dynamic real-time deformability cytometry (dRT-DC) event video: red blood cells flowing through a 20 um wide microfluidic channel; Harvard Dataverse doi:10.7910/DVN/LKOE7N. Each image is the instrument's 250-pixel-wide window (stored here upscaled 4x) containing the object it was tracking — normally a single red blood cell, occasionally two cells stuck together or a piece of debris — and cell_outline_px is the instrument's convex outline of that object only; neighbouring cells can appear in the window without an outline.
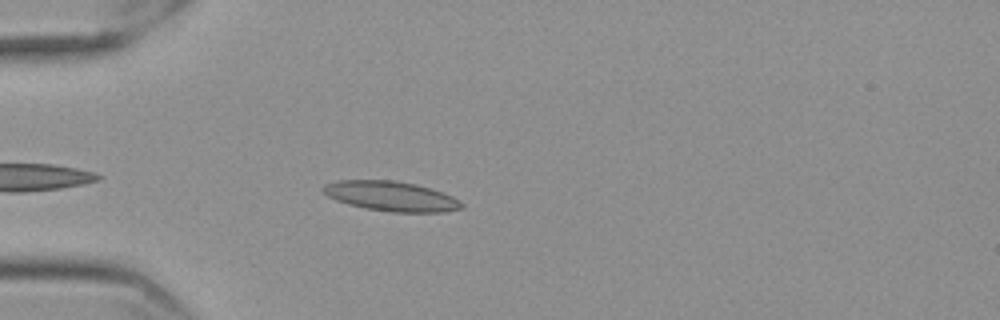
{"species": "Egyptian fruit bat (a non-hibernating species)", "species_latin": "Rousettus aegyptiacus", "temperature_condition": "cold", "stored_images_in_passage": 33, "camera_frame_rate_fps": 3000, "um_per_image_px": 0.085, "frame": {"image": 1, "passage_image": 5, "time_ms": 1.333, "image_size_px": [1000, 320], "cell_outline_px": [[464, 208], [444, 212], [392, 212], [364, 208], [348, 204], [336, 200], [328, 196], [320, 188], [324, 184], [336, 180], [392, 180], [416, 184], [452, 196], [460, 200], [464, 204]], "centroid_in_image_um": [33.23, 16.68], "position_along_channel_um": 51.8, "area_um2": 24.1}}
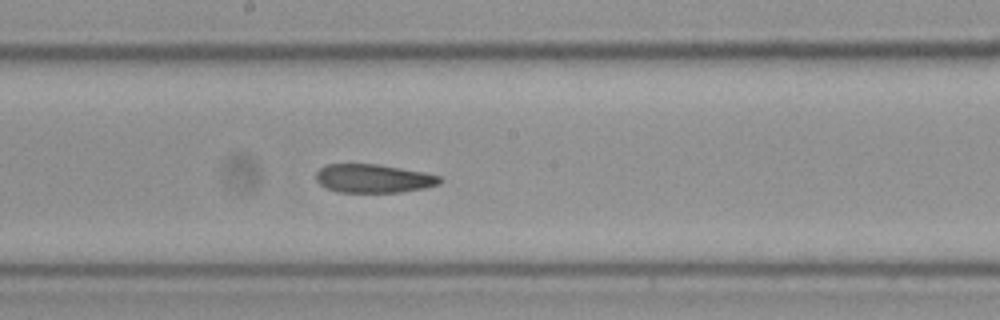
{"frame": {"image": 2, "passage_image": 20, "time_ms": 6.333, "image_size_px": [1000, 320], "cell_outline_px": [[444, 180], [440, 184], [424, 188], [400, 192], [336, 192], [320, 184], [316, 180], [316, 172], [324, 164], [376, 164], [424, 172], [440, 176]], "centroid_in_image_um": [31.75, 15.17], "position_along_channel_um": 216.5, "area_um2": 20.63}}
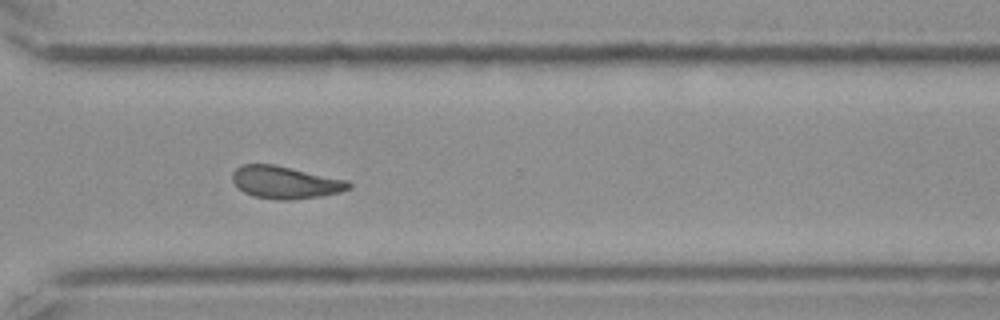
{"frame": {"image": 3, "passage_image": 31, "time_ms": 10.0, "image_size_px": [1000, 320], "cell_outline_px": [[352, 188], [340, 192], [320, 196], [292, 200], [276, 200], [252, 196], [244, 192], [232, 180], [232, 172], [236, 168], [244, 164], [272, 164], [348, 180], [352, 184]], "centroid_in_image_um": [24.26, 15.51], "position_along_channel_um": 346.3, "area_um2": 21.96}, "authors_computed_cell_mechanics": {"area_um2": 21.4438, "velocity_mm_per_s": 3.5458, "shape_relaxation_time_tau1_ms": 6.5316, "shape_relaxation_time_tau2_ms": 4.1059, "deformation_change_tau1": 0.1637, "deformation_change_tau2": 0.119}}